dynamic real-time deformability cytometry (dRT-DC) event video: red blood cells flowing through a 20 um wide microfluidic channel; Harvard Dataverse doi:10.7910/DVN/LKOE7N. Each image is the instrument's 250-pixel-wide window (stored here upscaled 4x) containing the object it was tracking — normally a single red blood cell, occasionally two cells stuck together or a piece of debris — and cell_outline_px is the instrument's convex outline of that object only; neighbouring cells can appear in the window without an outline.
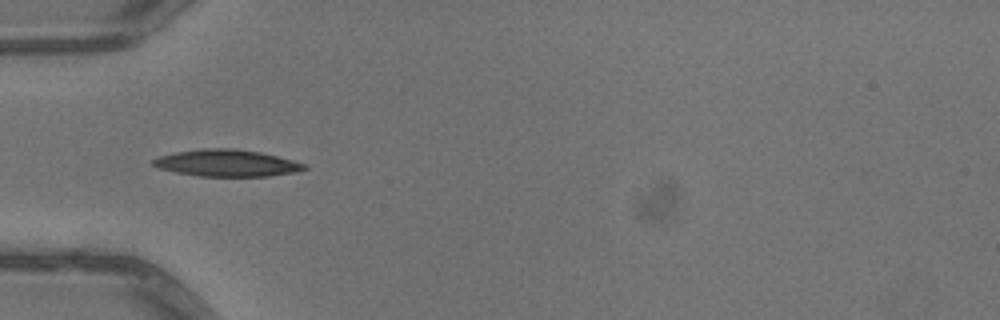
{"species": "common noctule bat (a hibernating species)", "species_latin": "Nyctalus noctula", "temperature_condition": "warm", "stored_images_in_passage": 5, "camera_frame_rate_fps": 3000, "um_per_image_px": 0.085, "animal": {"sex": "male", "body_mass_g": 13.3}, "frame": {"image": 1, "passage_image": 4, "time_ms": 1.0, "image_size_px": [1000, 320], "cell_outline_px": [[308, 168], [296, 172], [268, 176], [200, 176], [176, 172], [160, 168], [152, 164], [152, 160], [156, 156], [176, 152], [200, 148], [232, 148], [260, 152], [308, 164]], "centroid_in_image_um": [19.28, 13.85], "position_along_channel_um": 65.7, "area_um2": 23.64}}
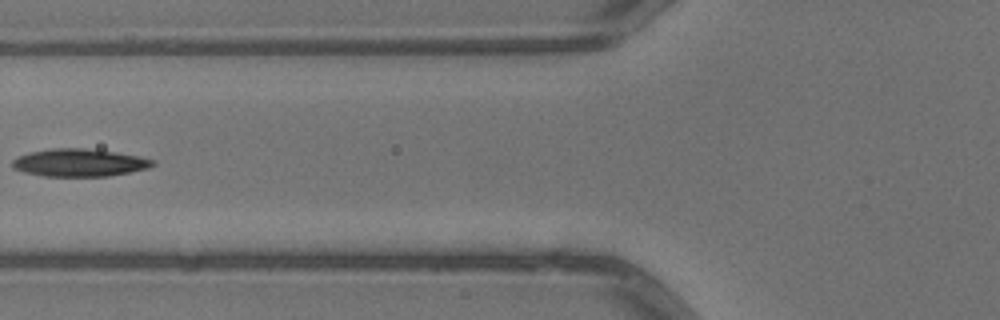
{"frame": {"image": 2, "passage_image": 5, "time_ms": 1.333, "image_size_px": [1000, 320], "cell_outline_px": [[156, 164], [148, 168], [108, 176], [44, 176], [24, 172], [12, 168], [12, 160], [28, 152], [52, 148], [84, 148], [116, 152], [140, 156], [152, 160]], "centroid_in_image_um": [6.72, 13.82], "position_along_channel_um": 119.1, "area_um2": 22.54}}